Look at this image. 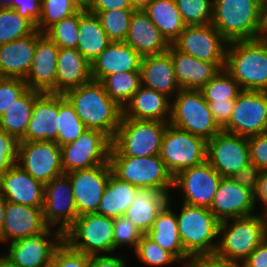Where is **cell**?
<instances>
[{
	"instance_id": "obj_16",
	"label": "cell",
	"mask_w": 267,
	"mask_h": 267,
	"mask_svg": "<svg viewBox=\"0 0 267 267\" xmlns=\"http://www.w3.org/2000/svg\"><path fill=\"white\" fill-rule=\"evenodd\" d=\"M222 176L207 162L186 168L174 177L181 202L209 208Z\"/></svg>"
},
{
	"instance_id": "obj_65",
	"label": "cell",
	"mask_w": 267,
	"mask_h": 267,
	"mask_svg": "<svg viewBox=\"0 0 267 267\" xmlns=\"http://www.w3.org/2000/svg\"><path fill=\"white\" fill-rule=\"evenodd\" d=\"M10 7V0H0V8Z\"/></svg>"
},
{
	"instance_id": "obj_3",
	"label": "cell",
	"mask_w": 267,
	"mask_h": 267,
	"mask_svg": "<svg viewBox=\"0 0 267 267\" xmlns=\"http://www.w3.org/2000/svg\"><path fill=\"white\" fill-rule=\"evenodd\" d=\"M224 69L242 90L267 91V42L262 37L228 42Z\"/></svg>"
},
{
	"instance_id": "obj_7",
	"label": "cell",
	"mask_w": 267,
	"mask_h": 267,
	"mask_svg": "<svg viewBox=\"0 0 267 267\" xmlns=\"http://www.w3.org/2000/svg\"><path fill=\"white\" fill-rule=\"evenodd\" d=\"M109 163L114 176L138 189H156L165 194L173 192L174 177L159 155L109 156Z\"/></svg>"
},
{
	"instance_id": "obj_67",
	"label": "cell",
	"mask_w": 267,
	"mask_h": 267,
	"mask_svg": "<svg viewBox=\"0 0 267 267\" xmlns=\"http://www.w3.org/2000/svg\"><path fill=\"white\" fill-rule=\"evenodd\" d=\"M262 38L267 42V33Z\"/></svg>"
},
{
	"instance_id": "obj_2",
	"label": "cell",
	"mask_w": 267,
	"mask_h": 267,
	"mask_svg": "<svg viewBox=\"0 0 267 267\" xmlns=\"http://www.w3.org/2000/svg\"><path fill=\"white\" fill-rule=\"evenodd\" d=\"M267 237V216L227 219L219 223L218 244L214 257L230 263L241 264Z\"/></svg>"
},
{
	"instance_id": "obj_45",
	"label": "cell",
	"mask_w": 267,
	"mask_h": 267,
	"mask_svg": "<svg viewBox=\"0 0 267 267\" xmlns=\"http://www.w3.org/2000/svg\"><path fill=\"white\" fill-rule=\"evenodd\" d=\"M135 256L141 263L149 267H164L169 264H180V262L167 250L159 246L147 234H143L138 243Z\"/></svg>"
},
{
	"instance_id": "obj_39",
	"label": "cell",
	"mask_w": 267,
	"mask_h": 267,
	"mask_svg": "<svg viewBox=\"0 0 267 267\" xmlns=\"http://www.w3.org/2000/svg\"><path fill=\"white\" fill-rule=\"evenodd\" d=\"M87 129L68 100L59 94L57 143L60 146L74 142Z\"/></svg>"
},
{
	"instance_id": "obj_60",
	"label": "cell",
	"mask_w": 267,
	"mask_h": 267,
	"mask_svg": "<svg viewBox=\"0 0 267 267\" xmlns=\"http://www.w3.org/2000/svg\"><path fill=\"white\" fill-rule=\"evenodd\" d=\"M267 33V0L261 2V35Z\"/></svg>"
},
{
	"instance_id": "obj_15",
	"label": "cell",
	"mask_w": 267,
	"mask_h": 267,
	"mask_svg": "<svg viewBox=\"0 0 267 267\" xmlns=\"http://www.w3.org/2000/svg\"><path fill=\"white\" fill-rule=\"evenodd\" d=\"M172 45L201 61L225 63L228 41L210 23L186 26Z\"/></svg>"
},
{
	"instance_id": "obj_51",
	"label": "cell",
	"mask_w": 267,
	"mask_h": 267,
	"mask_svg": "<svg viewBox=\"0 0 267 267\" xmlns=\"http://www.w3.org/2000/svg\"><path fill=\"white\" fill-rule=\"evenodd\" d=\"M250 162L267 170V132L248 137Z\"/></svg>"
},
{
	"instance_id": "obj_22",
	"label": "cell",
	"mask_w": 267,
	"mask_h": 267,
	"mask_svg": "<svg viewBox=\"0 0 267 267\" xmlns=\"http://www.w3.org/2000/svg\"><path fill=\"white\" fill-rule=\"evenodd\" d=\"M47 228L43 218V208L7 202L0 243L9 244L42 233Z\"/></svg>"
},
{
	"instance_id": "obj_50",
	"label": "cell",
	"mask_w": 267,
	"mask_h": 267,
	"mask_svg": "<svg viewBox=\"0 0 267 267\" xmlns=\"http://www.w3.org/2000/svg\"><path fill=\"white\" fill-rule=\"evenodd\" d=\"M52 260L59 267H89V255L73 250L64 241L55 250Z\"/></svg>"
},
{
	"instance_id": "obj_43",
	"label": "cell",
	"mask_w": 267,
	"mask_h": 267,
	"mask_svg": "<svg viewBox=\"0 0 267 267\" xmlns=\"http://www.w3.org/2000/svg\"><path fill=\"white\" fill-rule=\"evenodd\" d=\"M135 9H113L102 12H91L96 14L111 42H125L131 16Z\"/></svg>"
},
{
	"instance_id": "obj_23",
	"label": "cell",
	"mask_w": 267,
	"mask_h": 267,
	"mask_svg": "<svg viewBox=\"0 0 267 267\" xmlns=\"http://www.w3.org/2000/svg\"><path fill=\"white\" fill-rule=\"evenodd\" d=\"M0 191L7 202L34 208L44 207V184L34 179L18 164L0 175Z\"/></svg>"
},
{
	"instance_id": "obj_63",
	"label": "cell",
	"mask_w": 267,
	"mask_h": 267,
	"mask_svg": "<svg viewBox=\"0 0 267 267\" xmlns=\"http://www.w3.org/2000/svg\"><path fill=\"white\" fill-rule=\"evenodd\" d=\"M0 267H15L4 255L0 253Z\"/></svg>"
},
{
	"instance_id": "obj_1",
	"label": "cell",
	"mask_w": 267,
	"mask_h": 267,
	"mask_svg": "<svg viewBox=\"0 0 267 267\" xmlns=\"http://www.w3.org/2000/svg\"><path fill=\"white\" fill-rule=\"evenodd\" d=\"M63 96L87 129L103 131L111 139L114 137L121 123L123 108L106 93L101 81L91 79L67 90Z\"/></svg>"
},
{
	"instance_id": "obj_13",
	"label": "cell",
	"mask_w": 267,
	"mask_h": 267,
	"mask_svg": "<svg viewBox=\"0 0 267 267\" xmlns=\"http://www.w3.org/2000/svg\"><path fill=\"white\" fill-rule=\"evenodd\" d=\"M63 242V233L48 227L44 232L7 244L0 252L15 267H42L53 259L55 250Z\"/></svg>"
},
{
	"instance_id": "obj_28",
	"label": "cell",
	"mask_w": 267,
	"mask_h": 267,
	"mask_svg": "<svg viewBox=\"0 0 267 267\" xmlns=\"http://www.w3.org/2000/svg\"><path fill=\"white\" fill-rule=\"evenodd\" d=\"M171 105L166 94L141 86L123 108L122 117L169 123Z\"/></svg>"
},
{
	"instance_id": "obj_10",
	"label": "cell",
	"mask_w": 267,
	"mask_h": 267,
	"mask_svg": "<svg viewBox=\"0 0 267 267\" xmlns=\"http://www.w3.org/2000/svg\"><path fill=\"white\" fill-rule=\"evenodd\" d=\"M207 141L187 131L167 125L159 156L175 177L180 171L206 161Z\"/></svg>"
},
{
	"instance_id": "obj_37",
	"label": "cell",
	"mask_w": 267,
	"mask_h": 267,
	"mask_svg": "<svg viewBox=\"0 0 267 267\" xmlns=\"http://www.w3.org/2000/svg\"><path fill=\"white\" fill-rule=\"evenodd\" d=\"M39 94L28 88L0 117V128L20 141L26 134L34 100Z\"/></svg>"
},
{
	"instance_id": "obj_48",
	"label": "cell",
	"mask_w": 267,
	"mask_h": 267,
	"mask_svg": "<svg viewBox=\"0 0 267 267\" xmlns=\"http://www.w3.org/2000/svg\"><path fill=\"white\" fill-rule=\"evenodd\" d=\"M27 89L22 78L0 77V117Z\"/></svg>"
},
{
	"instance_id": "obj_27",
	"label": "cell",
	"mask_w": 267,
	"mask_h": 267,
	"mask_svg": "<svg viewBox=\"0 0 267 267\" xmlns=\"http://www.w3.org/2000/svg\"><path fill=\"white\" fill-rule=\"evenodd\" d=\"M125 42L142 57L164 54L170 46L144 10L133 12Z\"/></svg>"
},
{
	"instance_id": "obj_38",
	"label": "cell",
	"mask_w": 267,
	"mask_h": 267,
	"mask_svg": "<svg viewBox=\"0 0 267 267\" xmlns=\"http://www.w3.org/2000/svg\"><path fill=\"white\" fill-rule=\"evenodd\" d=\"M106 93L121 107L130 101L142 86L140 72L114 73L102 81Z\"/></svg>"
},
{
	"instance_id": "obj_47",
	"label": "cell",
	"mask_w": 267,
	"mask_h": 267,
	"mask_svg": "<svg viewBox=\"0 0 267 267\" xmlns=\"http://www.w3.org/2000/svg\"><path fill=\"white\" fill-rule=\"evenodd\" d=\"M114 252L124 246L136 250L143 233L125 215L114 218Z\"/></svg>"
},
{
	"instance_id": "obj_66",
	"label": "cell",
	"mask_w": 267,
	"mask_h": 267,
	"mask_svg": "<svg viewBox=\"0 0 267 267\" xmlns=\"http://www.w3.org/2000/svg\"><path fill=\"white\" fill-rule=\"evenodd\" d=\"M42 267H59L53 260H51L49 263L43 265Z\"/></svg>"
},
{
	"instance_id": "obj_35",
	"label": "cell",
	"mask_w": 267,
	"mask_h": 267,
	"mask_svg": "<svg viewBox=\"0 0 267 267\" xmlns=\"http://www.w3.org/2000/svg\"><path fill=\"white\" fill-rule=\"evenodd\" d=\"M143 10L169 44H172L186 27L175 0H152Z\"/></svg>"
},
{
	"instance_id": "obj_29",
	"label": "cell",
	"mask_w": 267,
	"mask_h": 267,
	"mask_svg": "<svg viewBox=\"0 0 267 267\" xmlns=\"http://www.w3.org/2000/svg\"><path fill=\"white\" fill-rule=\"evenodd\" d=\"M172 197L171 195L168 203L158 213L147 235L163 249L169 251L184 267L191 256L184 250L182 245L176 211L175 209L173 210L175 205L172 203L174 201Z\"/></svg>"
},
{
	"instance_id": "obj_4",
	"label": "cell",
	"mask_w": 267,
	"mask_h": 267,
	"mask_svg": "<svg viewBox=\"0 0 267 267\" xmlns=\"http://www.w3.org/2000/svg\"><path fill=\"white\" fill-rule=\"evenodd\" d=\"M211 24L228 42L261 38V1L213 0Z\"/></svg>"
},
{
	"instance_id": "obj_20",
	"label": "cell",
	"mask_w": 267,
	"mask_h": 267,
	"mask_svg": "<svg viewBox=\"0 0 267 267\" xmlns=\"http://www.w3.org/2000/svg\"><path fill=\"white\" fill-rule=\"evenodd\" d=\"M59 47L37 30L34 57L27 76V87L40 93H56L57 57Z\"/></svg>"
},
{
	"instance_id": "obj_14",
	"label": "cell",
	"mask_w": 267,
	"mask_h": 267,
	"mask_svg": "<svg viewBox=\"0 0 267 267\" xmlns=\"http://www.w3.org/2000/svg\"><path fill=\"white\" fill-rule=\"evenodd\" d=\"M17 164L42 184L64 174L60 145L55 141H20Z\"/></svg>"
},
{
	"instance_id": "obj_44",
	"label": "cell",
	"mask_w": 267,
	"mask_h": 267,
	"mask_svg": "<svg viewBox=\"0 0 267 267\" xmlns=\"http://www.w3.org/2000/svg\"><path fill=\"white\" fill-rule=\"evenodd\" d=\"M85 10V8H81L74 15L55 23L44 34H46L59 48L76 49L79 40V16Z\"/></svg>"
},
{
	"instance_id": "obj_33",
	"label": "cell",
	"mask_w": 267,
	"mask_h": 267,
	"mask_svg": "<svg viewBox=\"0 0 267 267\" xmlns=\"http://www.w3.org/2000/svg\"><path fill=\"white\" fill-rule=\"evenodd\" d=\"M172 194H165L156 189H138L125 213L137 228L147 234L153 226L158 213L168 203Z\"/></svg>"
},
{
	"instance_id": "obj_11",
	"label": "cell",
	"mask_w": 267,
	"mask_h": 267,
	"mask_svg": "<svg viewBox=\"0 0 267 267\" xmlns=\"http://www.w3.org/2000/svg\"><path fill=\"white\" fill-rule=\"evenodd\" d=\"M111 143L103 131L85 129L74 142L60 146L64 174L107 164Z\"/></svg>"
},
{
	"instance_id": "obj_30",
	"label": "cell",
	"mask_w": 267,
	"mask_h": 267,
	"mask_svg": "<svg viewBox=\"0 0 267 267\" xmlns=\"http://www.w3.org/2000/svg\"><path fill=\"white\" fill-rule=\"evenodd\" d=\"M140 75L143 87L164 93L171 99L181 89L175 77L171 55L168 52L142 57Z\"/></svg>"
},
{
	"instance_id": "obj_40",
	"label": "cell",
	"mask_w": 267,
	"mask_h": 267,
	"mask_svg": "<svg viewBox=\"0 0 267 267\" xmlns=\"http://www.w3.org/2000/svg\"><path fill=\"white\" fill-rule=\"evenodd\" d=\"M35 31L36 27L15 10L0 8V45L27 37Z\"/></svg>"
},
{
	"instance_id": "obj_53",
	"label": "cell",
	"mask_w": 267,
	"mask_h": 267,
	"mask_svg": "<svg viewBox=\"0 0 267 267\" xmlns=\"http://www.w3.org/2000/svg\"><path fill=\"white\" fill-rule=\"evenodd\" d=\"M260 173L261 170L255 164L250 162L235 174L233 178L242 187L255 193L258 188Z\"/></svg>"
},
{
	"instance_id": "obj_24",
	"label": "cell",
	"mask_w": 267,
	"mask_h": 267,
	"mask_svg": "<svg viewBox=\"0 0 267 267\" xmlns=\"http://www.w3.org/2000/svg\"><path fill=\"white\" fill-rule=\"evenodd\" d=\"M168 53L171 55L175 77L181 89L200 90L225 67V63L201 61L177 50L172 44Z\"/></svg>"
},
{
	"instance_id": "obj_62",
	"label": "cell",
	"mask_w": 267,
	"mask_h": 267,
	"mask_svg": "<svg viewBox=\"0 0 267 267\" xmlns=\"http://www.w3.org/2000/svg\"><path fill=\"white\" fill-rule=\"evenodd\" d=\"M152 0H129L135 10H143Z\"/></svg>"
},
{
	"instance_id": "obj_54",
	"label": "cell",
	"mask_w": 267,
	"mask_h": 267,
	"mask_svg": "<svg viewBox=\"0 0 267 267\" xmlns=\"http://www.w3.org/2000/svg\"><path fill=\"white\" fill-rule=\"evenodd\" d=\"M207 102L215 122L222 129L230 120L232 111L234 109L235 100Z\"/></svg>"
},
{
	"instance_id": "obj_36",
	"label": "cell",
	"mask_w": 267,
	"mask_h": 267,
	"mask_svg": "<svg viewBox=\"0 0 267 267\" xmlns=\"http://www.w3.org/2000/svg\"><path fill=\"white\" fill-rule=\"evenodd\" d=\"M137 191L136 186L111 174L96 213L111 218L125 215Z\"/></svg>"
},
{
	"instance_id": "obj_6",
	"label": "cell",
	"mask_w": 267,
	"mask_h": 267,
	"mask_svg": "<svg viewBox=\"0 0 267 267\" xmlns=\"http://www.w3.org/2000/svg\"><path fill=\"white\" fill-rule=\"evenodd\" d=\"M168 124L160 121L122 117L112 138L109 156L159 155L163 134Z\"/></svg>"
},
{
	"instance_id": "obj_18",
	"label": "cell",
	"mask_w": 267,
	"mask_h": 267,
	"mask_svg": "<svg viewBox=\"0 0 267 267\" xmlns=\"http://www.w3.org/2000/svg\"><path fill=\"white\" fill-rule=\"evenodd\" d=\"M111 174L109 162L90 169L76 170L65 174L73 189L78 216L97 212Z\"/></svg>"
},
{
	"instance_id": "obj_55",
	"label": "cell",
	"mask_w": 267,
	"mask_h": 267,
	"mask_svg": "<svg viewBox=\"0 0 267 267\" xmlns=\"http://www.w3.org/2000/svg\"><path fill=\"white\" fill-rule=\"evenodd\" d=\"M126 260L122 255H89V267H127Z\"/></svg>"
},
{
	"instance_id": "obj_5",
	"label": "cell",
	"mask_w": 267,
	"mask_h": 267,
	"mask_svg": "<svg viewBox=\"0 0 267 267\" xmlns=\"http://www.w3.org/2000/svg\"><path fill=\"white\" fill-rule=\"evenodd\" d=\"M184 250L191 256H213L218 244L220 221L207 208L181 202L176 213Z\"/></svg>"
},
{
	"instance_id": "obj_61",
	"label": "cell",
	"mask_w": 267,
	"mask_h": 267,
	"mask_svg": "<svg viewBox=\"0 0 267 267\" xmlns=\"http://www.w3.org/2000/svg\"><path fill=\"white\" fill-rule=\"evenodd\" d=\"M7 204V200L5 196L0 191V234L2 232V227L4 224V214H5V207Z\"/></svg>"
},
{
	"instance_id": "obj_64",
	"label": "cell",
	"mask_w": 267,
	"mask_h": 267,
	"mask_svg": "<svg viewBox=\"0 0 267 267\" xmlns=\"http://www.w3.org/2000/svg\"><path fill=\"white\" fill-rule=\"evenodd\" d=\"M82 8H86L91 0H75Z\"/></svg>"
},
{
	"instance_id": "obj_9",
	"label": "cell",
	"mask_w": 267,
	"mask_h": 267,
	"mask_svg": "<svg viewBox=\"0 0 267 267\" xmlns=\"http://www.w3.org/2000/svg\"><path fill=\"white\" fill-rule=\"evenodd\" d=\"M114 218L97 213L78 216L63 233V241L87 255L114 253Z\"/></svg>"
},
{
	"instance_id": "obj_41",
	"label": "cell",
	"mask_w": 267,
	"mask_h": 267,
	"mask_svg": "<svg viewBox=\"0 0 267 267\" xmlns=\"http://www.w3.org/2000/svg\"><path fill=\"white\" fill-rule=\"evenodd\" d=\"M200 90L206 101L236 100L243 91L238 82L224 68Z\"/></svg>"
},
{
	"instance_id": "obj_21",
	"label": "cell",
	"mask_w": 267,
	"mask_h": 267,
	"mask_svg": "<svg viewBox=\"0 0 267 267\" xmlns=\"http://www.w3.org/2000/svg\"><path fill=\"white\" fill-rule=\"evenodd\" d=\"M208 209L220 222L254 215V193L238 184L233 177H222Z\"/></svg>"
},
{
	"instance_id": "obj_49",
	"label": "cell",
	"mask_w": 267,
	"mask_h": 267,
	"mask_svg": "<svg viewBox=\"0 0 267 267\" xmlns=\"http://www.w3.org/2000/svg\"><path fill=\"white\" fill-rule=\"evenodd\" d=\"M19 142L16 137L0 128V175L17 164Z\"/></svg>"
},
{
	"instance_id": "obj_12",
	"label": "cell",
	"mask_w": 267,
	"mask_h": 267,
	"mask_svg": "<svg viewBox=\"0 0 267 267\" xmlns=\"http://www.w3.org/2000/svg\"><path fill=\"white\" fill-rule=\"evenodd\" d=\"M222 131L245 137L267 132V91L243 90Z\"/></svg>"
},
{
	"instance_id": "obj_32",
	"label": "cell",
	"mask_w": 267,
	"mask_h": 267,
	"mask_svg": "<svg viewBox=\"0 0 267 267\" xmlns=\"http://www.w3.org/2000/svg\"><path fill=\"white\" fill-rule=\"evenodd\" d=\"M91 64L75 48H59L57 57L56 94L77 88L90 81Z\"/></svg>"
},
{
	"instance_id": "obj_17",
	"label": "cell",
	"mask_w": 267,
	"mask_h": 267,
	"mask_svg": "<svg viewBox=\"0 0 267 267\" xmlns=\"http://www.w3.org/2000/svg\"><path fill=\"white\" fill-rule=\"evenodd\" d=\"M206 161L222 177H233L250 163L248 137L221 131L207 141Z\"/></svg>"
},
{
	"instance_id": "obj_56",
	"label": "cell",
	"mask_w": 267,
	"mask_h": 267,
	"mask_svg": "<svg viewBox=\"0 0 267 267\" xmlns=\"http://www.w3.org/2000/svg\"><path fill=\"white\" fill-rule=\"evenodd\" d=\"M240 265L241 267H267V237Z\"/></svg>"
},
{
	"instance_id": "obj_26",
	"label": "cell",
	"mask_w": 267,
	"mask_h": 267,
	"mask_svg": "<svg viewBox=\"0 0 267 267\" xmlns=\"http://www.w3.org/2000/svg\"><path fill=\"white\" fill-rule=\"evenodd\" d=\"M142 56L126 42H111L91 63V78L102 81L114 73L140 72Z\"/></svg>"
},
{
	"instance_id": "obj_59",
	"label": "cell",
	"mask_w": 267,
	"mask_h": 267,
	"mask_svg": "<svg viewBox=\"0 0 267 267\" xmlns=\"http://www.w3.org/2000/svg\"><path fill=\"white\" fill-rule=\"evenodd\" d=\"M254 200L255 206L258 203L263 205L261 206V214L267 216V170H262L260 173L258 188L254 193Z\"/></svg>"
},
{
	"instance_id": "obj_52",
	"label": "cell",
	"mask_w": 267,
	"mask_h": 267,
	"mask_svg": "<svg viewBox=\"0 0 267 267\" xmlns=\"http://www.w3.org/2000/svg\"><path fill=\"white\" fill-rule=\"evenodd\" d=\"M21 17L29 20L35 27L41 15V2L39 0H10V7Z\"/></svg>"
},
{
	"instance_id": "obj_25",
	"label": "cell",
	"mask_w": 267,
	"mask_h": 267,
	"mask_svg": "<svg viewBox=\"0 0 267 267\" xmlns=\"http://www.w3.org/2000/svg\"><path fill=\"white\" fill-rule=\"evenodd\" d=\"M58 112L59 94L40 93L34 100L26 134L20 141H55L57 143Z\"/></svg>"
},
{
	"instance_id": "obj_19",
	"label": "cell",
	"mask_w": 267,
	"mask_h": 267,
	"mask_svg": "<svg viewBox=\"0 0 267 267\" xmlns=\"http://www.w3.org/2000/svg\"><path fill=\"white\" fill-rule=\"evenodd\" d=\"M77 217L69 178L63 174L44 184L43 218L45 224L64 233Z\"/></svg>"
},
{
	"instance_id": "obj_31",
	"label": "cell",
	"mask_w": 267,
	"mask_h": 267,
	"mask_svg": "<svg viewBox=\"0 0 267 267\" xmlns=\"http://www.w3.org/2000/svg\"><path fill=\"white\" fill-rule=\"evenodd\" d=\"M37 30L24 38L0 45V77L24 79L31 67Z\"/></svg>"
},
{
	"instance_id": "obj_8",
	"label": "cell",
	"mask_w": 267,
	"mask_h": 267,
	"mask_svg": "<svg viewBox=\"0 0 267 267\" xmlns=\"http://www.w3.org/2000/svg\"><path fill=\"white\" fill-rule=\"evenodd\" d=\"M170 124L209 141L222 129L215 122L201 90L180 89L172 98Z\"/></svg>"
},
{
	"instance_id": "obj_57",
	"label": "cell",
	"mask_w": 267,
	"mask_h": 267,
	"mask_svg": "<svg viewBox=\"0 0 267 267\" xmlns=\"http://www.w3.org/2000/svg\"><path fill=\"white\" fill-rule=\"evenodd\" d=\"M89 12H102L113 9H133L129 0H91L85 8Z\"/></svg>"
},
{
	"instance_id": "obj_46",
	"label": "cell",
	"mask_w": 267,
	"mask_h": 267,
	"mask_svg": "<svg viewBox=\"0 0 267 267\" xmlns=\"http://www.w3.org/2000/svg\"><path fill=\"white\" fill-rule=\"evenodd\" d=\"M175 2L186 26L211 23L213 0H175Z\"/></svg>"
},
{
	"instance_id": "obj_42",
	"label": "cell",
	"mask_w": 267,
	"mask_h": 267,
	"mask_svg": "<svg viewBox=\"0 0 267 267\" xmlns=\"http://www.w3.org/2000/svg\"><path fill=\"white\" fill-rule=\"evenodd\" d=\"M81 8L75 0H42L36 30L45 33L55 23L74 15Z\"/></svg>"
},
{
	"instance_id": "obj_58",
	"label": "cell",
	"mask_w": 267,
	"mask_h": 267,
	"mask_svg": "<svg viewBox=\"0 0 267 267\" xmlns=\"http://www.w3.org/2000/svg\"><path fill=\"white\" fill-rule=\"evenodd\" d=\"M184 267H241V265L220 260L214 256H194Z\"/></svg>"
},
{
	"instance_id": "obj_34",
	"label": "cell",
	"mask_w": 267,
	"mask_h": 267,
	"mask_svg": "<svg viewBox=\"0 0 267 267\" xmlns=\"http://www.w3.org/2000/svg\"><path fill=\"white\" fill-rule=\"evenodd\" d=\"M77 50L91 64L111 43L96 14L85 10L79 16Z\"/></svg>"
}]
</instances>
